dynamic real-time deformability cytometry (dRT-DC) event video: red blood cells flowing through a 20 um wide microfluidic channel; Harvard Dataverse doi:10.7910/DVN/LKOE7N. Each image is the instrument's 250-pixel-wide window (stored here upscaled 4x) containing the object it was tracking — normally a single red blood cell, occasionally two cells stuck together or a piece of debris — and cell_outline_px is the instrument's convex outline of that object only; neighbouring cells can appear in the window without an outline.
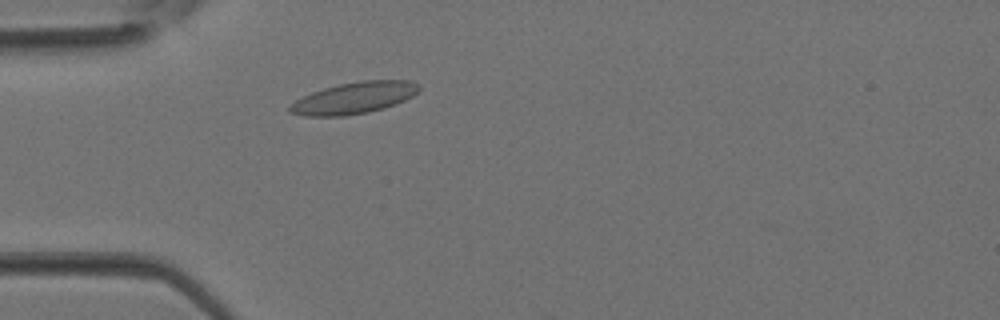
{"species": "Egyptian fruit bat (a non-hibernating species)", "species_latin": "Rousettus aegyptiacus", "temperature_condition": "room temperature", "stored_images_in_passage": 2, "camera_frame_rate_fps": 3000, "um_per_image_px": 0.085, "animal": {"sex": "female"}, "frame": {"image": 1, "passage_image": 2, "time_ms": 0.333, "image_size_px": [1000, 320], "cell_outline_px": [[420, 92], [404, 100], [384, 108], [368, 112], [344, 116], [304, 116], [288, 112], [288, 108], [296, 100], [312, 92], [324, 88], [340, 84], [360, 80], [408, 80], [420, 84]], "centroid_in_image_um": [30.12, 8.32], "position_along_channel_um": 54.9, "area_um2": 23.76}}